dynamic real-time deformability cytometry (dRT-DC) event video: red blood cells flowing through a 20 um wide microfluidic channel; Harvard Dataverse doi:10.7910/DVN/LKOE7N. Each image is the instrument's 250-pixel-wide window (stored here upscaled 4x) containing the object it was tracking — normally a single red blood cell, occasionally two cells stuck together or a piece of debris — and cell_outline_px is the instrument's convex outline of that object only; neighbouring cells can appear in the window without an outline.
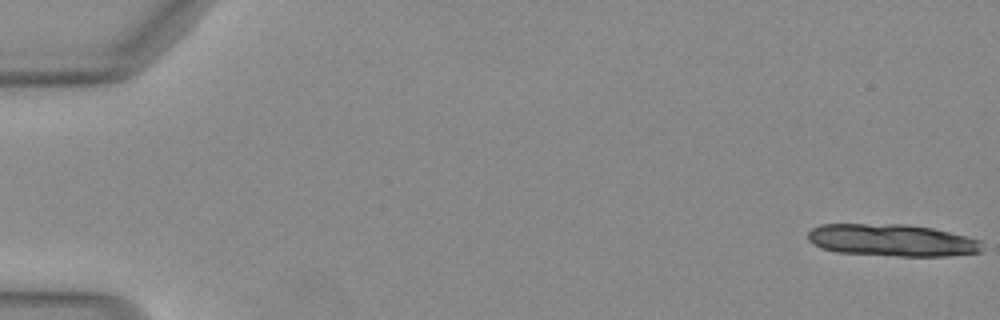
{"species": "Egyptian fruit bat (a non-hibernating species)", "species_latin": "Rousettus aegyptiacus", "temperature_condition": "warm", "stored_images_in_passage": 14, "camera_frame_rate_fps": 3000, "um_per_image_px": 0.085, "animal": {"sex": "female"}, "frame": {"image": 1, "passage_image": 1, "time_ms": 0.0, "image_size_px": [1000, 320], "cell_outline_px": [[980, 252], [948, 256], [900, 256], [836, 252], [820, 248], [812, 244], [808, 240], [808, 232], [812, 228], [820, 224], [904, 224], [932, 228], [980, 240]], "centroid_in_image_um": [75.74, 20.42], "position_along_channel_um": 9.3, "area_um2": 32.54}}